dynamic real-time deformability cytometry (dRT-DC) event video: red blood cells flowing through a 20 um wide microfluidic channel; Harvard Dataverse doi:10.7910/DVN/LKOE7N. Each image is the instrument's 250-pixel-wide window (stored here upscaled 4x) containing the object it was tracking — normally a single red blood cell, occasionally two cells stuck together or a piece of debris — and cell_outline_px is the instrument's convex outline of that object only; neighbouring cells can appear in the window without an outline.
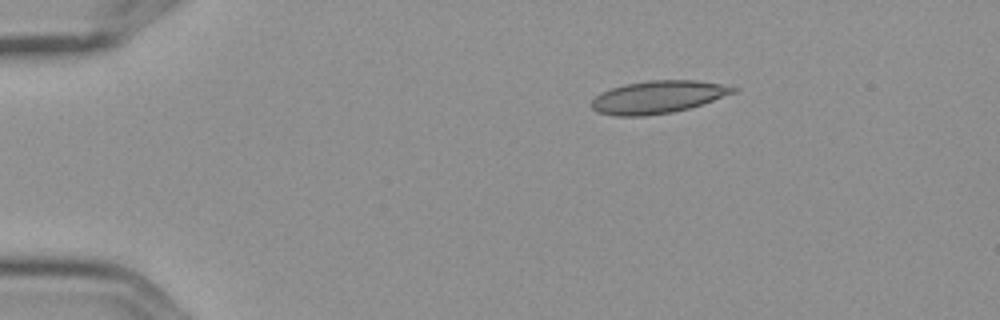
{"species": "Egyptian fruit bat (a non-hibernating species)", "species_latin": "Rousettus aegyptiacus", "temperature_condition": "cold", "stored_images_in_passage": 6, "camera_frame_rate_fps": 3000, "um_per_image_px": 0.085, "frame": {"image": 1, "passage_image": 3, "time_ms": 0.667, "image_size_px": [1000, 320], "cell_outline_px": [[740, 88], [736, 92], [688, 108], [672, 112], [644, 116], [616, 116], [596, 112], [592, 108], [592, 100], [600, 92], [624, 84], [648, 80], [696, 80], [720, 84]], "centroid_in_image_um": [55.89, 8.24], "position_along_channel_um": 29.1, "area_um2": 26.76}}
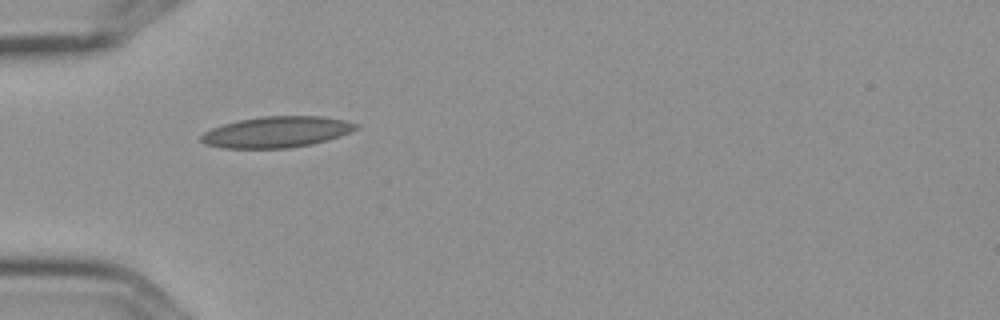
{"frame": {"image": 2, "passage_image": 5, "time_ms": 1.333, "image_size_px": [1000, 320], "cell_outline_px": [[360, 128], [352, 132], [328, 140], [312, 144], [288, 148], [220, 148], [204, 144], [200, 140], [200, 136], [204, 132], [212, 128], [224, 124], [240, 120], [264, 116], [324, 116], [344, 120], [360, 124]], "centroid_in_image_um": [23.55, 11.22], "position_along_channel_um": 61.4, "area_um2": 28.21}}
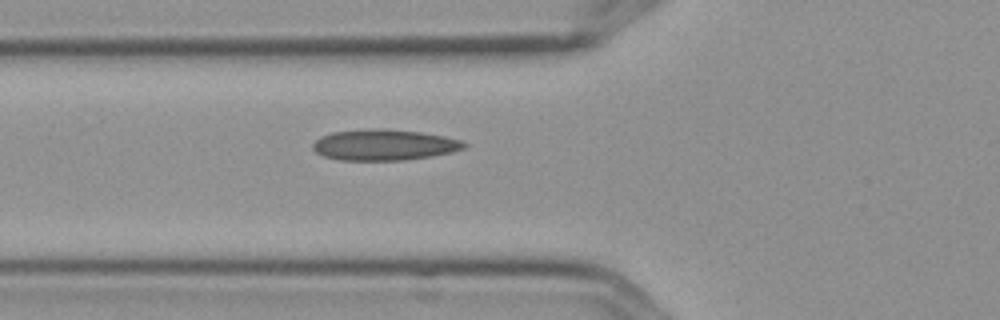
{"frame": {"image": 3, "passage_image": 6, "time_ms": 1.667, "image_size_px": [1000, 320], "cell_outline_px": [[468, 144], [464, 148], [452, 152], [432, 156], [404, 160], [340, 160], [324, 156], [316, 152], [312, 148], [312, 144], [320, 136], [332, 132], [368, 128], [384, 128], [420, 132], [444, 136], [464, 140]], "centroid_in_image_um": [32.66, 12.3], "position_along_channel_um": 93.1, "area_um2": 27.51}}